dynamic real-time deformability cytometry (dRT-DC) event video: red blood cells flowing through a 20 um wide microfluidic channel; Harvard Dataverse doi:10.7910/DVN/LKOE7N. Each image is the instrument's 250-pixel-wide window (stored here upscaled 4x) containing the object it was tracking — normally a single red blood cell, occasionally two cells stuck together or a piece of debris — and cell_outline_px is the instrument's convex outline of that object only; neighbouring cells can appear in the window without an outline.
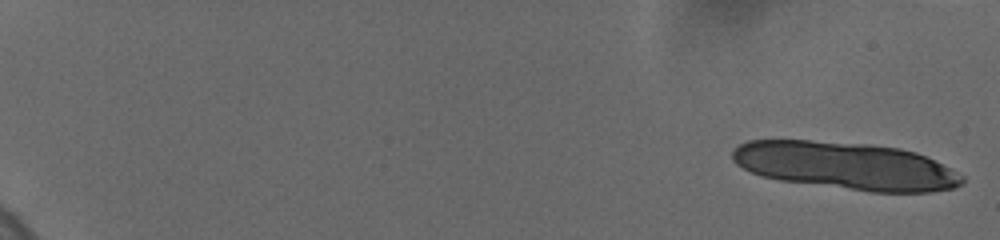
{"species": "human", "species_latin": "Homo sapiens", "temperature_condition": "cold", "stored_images_in_passage": 17, "camera_frame_rate_fps": 3000, "um_per_image_px": 0.085, "donor": {"sex": "female"}, "frame": {"image": 1, "passage_image": 1, "time_ms": 0.0, "image_size_px": [1000, 240], "cell_outline_px": [[964, 184], [956, 188], [932, 192], [872, 192], [780, 180], [760, 176], [736, 164], [732, 160], [732, 148], [748, 140], [808, 140], [872, 144], [900, 148], [916, 152], [964, 176]], "centroid_in_image_um": [71.88, 14.09], "position_along_channel_um": 13.1, "area_um2": 63.7}}